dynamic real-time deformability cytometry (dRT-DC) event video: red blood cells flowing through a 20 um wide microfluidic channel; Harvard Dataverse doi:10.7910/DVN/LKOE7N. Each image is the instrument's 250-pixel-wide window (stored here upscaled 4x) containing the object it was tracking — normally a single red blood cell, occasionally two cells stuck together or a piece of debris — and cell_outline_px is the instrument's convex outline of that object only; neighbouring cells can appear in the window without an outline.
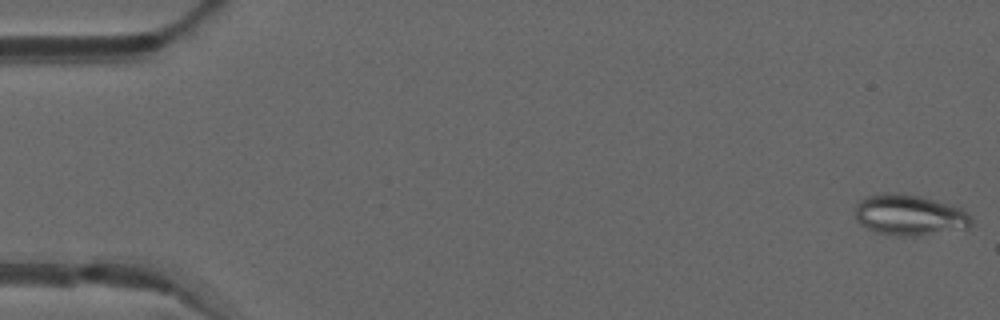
{"species": "common noctule bat (a hibernating species)", "species_latin": "Nyctalus noctula", "temperature_condition": "warm", "stored_images_in_passage": 7, "camera_frame_rate_fps": 3000, "um_per_image_px": 0.085, "animal": {"sex": "male", "forearm_length_mm": 52.5}, "frame": {"image": 1, "passage_image": 1, "time_ms": 0.0, "image_size_px": [1000, 320], "cell_outline_px": [[972, 224], [968, 228], [920, 236], [896, 236], [876, 232], [864, 228], [856, 220], [856, 204], [860, 200], [876, 192], [892, 192], [920, 196], [960, 208], [972, 216]], "centroid_in_image_um": [77.27, 18.29], "position_along_channel_um": 7.7, "area_um2": 27.92}}